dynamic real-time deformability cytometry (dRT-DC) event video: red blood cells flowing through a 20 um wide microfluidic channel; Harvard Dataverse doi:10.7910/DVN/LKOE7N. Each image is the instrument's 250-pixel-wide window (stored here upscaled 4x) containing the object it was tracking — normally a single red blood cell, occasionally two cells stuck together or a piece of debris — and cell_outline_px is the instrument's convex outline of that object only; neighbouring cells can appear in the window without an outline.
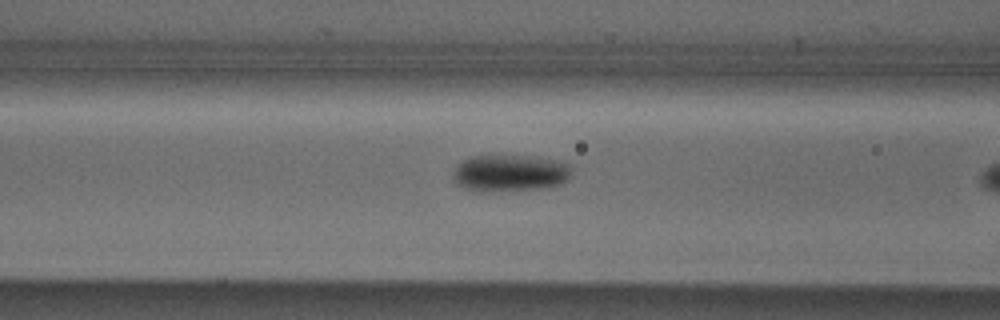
{"species": "Egyptian fruit bat (a non-hibernating species)", "species_latin": "Rousettus aegyptiacus", "temperature_condition": "cold", "stored_images_in_passage": 10, "camera_frame_rate_fps": 3000, "um_per_image_px": 0.085, "animal": {"sex": "male"}, "frame": {"image": 1, "passage_image": 9, "time_ms": 2.667, "image_size_px": [1000, 320], "cell_outline_px": [[572, 172], [568, 180], [560, 184], [544, 188], [480, 192], [472, 192], [456, 184], [452, 180], [452, 172], [456, 164], [468, 156], [492, 152], [496, 152], [532, 156], [556, 160], [568, 164]], "centroid_in_image_um": [43.24, 14.66], "position_along_channel_um": 123.4, "area_um2": 26.88}}